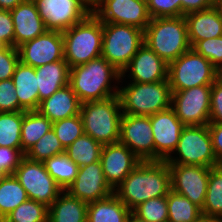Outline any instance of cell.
Listing matches in <instances>:
<instances>
[{"label":"cell","mask_w":222,"mask_h":222,"mask_svg":"<svg viewBox=\"0 0 222 222\" xmlns=\"http://www.w3.org/2000/svg\"><path fill=\"white\" fill-rule=\"evenodd\" d=\"M40 102L69 84L70 67L65 60L47 63L35 68Z\"/></svg>","instance_id":"obj_25"},{"label":"cell","mask_w":222,"mask_h":222,"mask_svg":"<svg viewBox=\"0 0 222 222\" xmlns=\"http://www.w3.org/2000/svg\"><path fill=\"white\" fill-rule=\"evenodd\" d=\"M62 153H65V149L54 130L50 129L25 153V156L33 161L44 162L48 158Z\"/></svg>","instance_id":"obj_36"},{"label":"cell","mask_w":222,"mask_h":222,"mask_svg":"<svg viewBox=\"0 0 222 222\" xmlns=\"http://www.w3.org/2000/svg\"><path fill=\"white\" fill-rule=\"evenodd\" d=\"M64 39L61 31L47 30L18 49L21 63L34 68L64 60Z\"/></svg>","instance_id":"obj_16"},{"label":"cell","mask_w":222,"mask_h":222,"mask_svg":"<svg viewBox=\"0 0 222 222\" xmlns=\"http://www.w3.org/2000/svg\"><path fill=\"white\" fill-rule=\"evenodd\" d=\"M211 85L172 92L171 107L185 126H203L210 122Z\"/></svg>","instance_id":"obj_11"},{"label":"cell","mask_w":222,"mask_h":222,"mask_svg":"<svg viewBox=\"0 0 222 222\" xmlns=\"http://www.w3.org/2000/svg\"><path fill=\"white\" fill-rule=\"evenodd\" d=\"M8 175V173L0 167V182Z\"/></svg>","instance_id":"obj_53"},{"label":"cell","mask_w":222,"mask_h":222,"mask_svg":"<svg viewBox=\"0 0 222 222\" xmlns=\"http://www.w3.org/2000/svg\"><path fill=\"white\" fill-rule=\"evenodd\" d=\"M100 162L107 183L114 190L141 160L120 142L102 146Z\"/></svg>","instance_id":"obj_20"},{"label":"cell","mask_w":222,"mask_h":222,"mask_svg":"<svg viewBox=\"0 0 222 222\" xmlns=\"http://www.w3.org/2000/svg\"><path fill=\"white\" fill-rule=\"evenodd\" d=\"M25 111L20 105L12 79L0 81V112Z\"/></svg>","instance_id":"obj_41"},{"label":"cell","mask_w":222,"mask_h":222,"mask_svg":"<svg viewBox=\"0 0 222 222\" xmlns=\"http://www.w3.org/2000/svg\"><path fill=\"white\" fill-rule=\"evenodd\" d=\"M43 164L47 172L63 191H66V189L74 182L79 170V166L65 153L48 158Z\"/></svg>","instance_id":"obj_31"},{"label":"cell","mask_w":222,"mask_h":222,"mask_svg":"<svg viewBox=\"0 0 222 222\" xmlns=\"http://www.w3.org/2000/svg\"><path fill=\"white\" fill-rule=\"evenodd\" d=\"M19 61V53L16 47L6 46L0 50V81L12 79Z\"/></svg>","instance_id":"obj_42"},{"label":"cell","mask_w":222,"mask_h":222,"mask_svg":"<svg viewBox=\"0 0 222 222\" xmlns=\"http://www.w3.org/2000/svg\"><path fill=\"white\" fill-rule=\"evenodd\" d=\"M194 222H216V218L205 216V215H201Z\"/></svg>","instance_id":"obj_50"},{"label":"cell","mask_w":222,"mask_h":222,"mask_svg":"<svg viewBox=\"0 0 222 222\" xmlns=\"http://www.w3.org/2000/svg\"><path fill=\"white\" fill-rule=\"evenodd\" d=\"M48 209L45 204L28 199L16 207L4 222H48Z\"/></svg>","instance_id":"obj_35"},{"label":"cell","mask_w":222,"mask_h":222,"mask_svg":"<svg viewBox=\"0 0 222 222\" xmlns=\"http://www.w3.org/2000/svg\"><path fill=\"white\" fill-rule=\"evenodd\" d=\"M131 212L113 193L88 204L87 222H127Z\"/></svg>","instance_id":"obj_27"},{"label":"cell","mask_w":222,"mask_h":222,"mask_svg":"<svg viewBox=\"0 0 222 222\" xmlns=\"http://www.w3.org/2000/svg\"><path fill=\"white\" fill-rule=\"evenodd\" d=\"M218 70L193 48L168 64V81L171 92L201 85H212Z\"/></svg>","instance_id":"obj_9"},{"label":"cell","mask_w":222,"mask_h":222,"mask_svg":"<svg viewBox=\"0 0 222 222\" xmlns=\"http://www.w3.org/2000/svg\"><path fill=\"white\" fill-rule=\"evenodd\" d=\"M218 78L222 81V69L218 71Z\"/></svg>","instance_id":"obj_54"},{"label":"cell","mask_w":222,"mask_h":222,"mask_svg":"<svg viewBox=\"0 0 222 222\" xmlns=\"http://www.w3.org/2000/svg\"><path fill=\"white\" fill-rule=\"evenodd\" d=\"M14 176L26 190L28 199L43 203L47 207L63 192L47 172L43 162L33 161L26 156L15 169Z\"/></svg>","instance_id":"obj_10"},{"label":"cell","mask_w":222,"mask_h":222,"mask_svg":"<svg viewBox=\"0 0 222 222\" xmlns=\"http://www.w3.org/2000/svg\"><path fill=\"white\" fill-rule=\"evenodd\" d=\"M155 143V161H165L176 149L185 126L172 107L150 116Z\"/></svg>","instance_id":"obj_19"},{"label":"cell","mask_w":222,"mask_h":222,"mask_svg":"<svg viewBox=\"0 0 222 222\" xmlns=\"http://www.w3.org/2000/svg\"><path fill=\"white\" fill-rule=\"evenodd\" d=\"M209 123H222V81L219 78L211 85Z\"/></svg>","instance_id":"obj_43"},{"label":"cell","mask_w":222,"mask_h":222,"mask_svg":"<svg viewBox=\"0 0 222 222\" xmlns=\"http://www.w3.org/2000/svg\"><path fill=\"white\" fill-rule=\"evenodd\" d=\"M28 200L26 190L14 174H8L0 182V220Z\"/></svg>","instance_id":"obj_29"},{"label":"cell","mask_w":222,"mask_h":222,"mask_svg":"<svg viewBox=\"0 0 222 222\" xmlns=\"http://www.w3.org/2000/svg\"><path fill=\"white\" fill-rule=\"evenodd\" d=\"M12 81L19 105L25 111H37L39 107V89L35 68L19 61L12 76Z\"/></svg>","instance_id":"obj_24"},{"label":"cell","mask_w":222,"mask_h":222,"mask_svg":"<svg viewBox=\"0 0 222 222\" xmlns=\"http://www.w3.org/2000/svg\"><path fill=\"white\" fill-rule=\"evenodd\" d=\"M10 13L14 24V47L16 48L47 31L32 0H25L10 10Z\"/></svg>","instance_id":"obj_21"},{"label":"cell","mask_w":222,"mask_h":222,"mask_svg":"<svg viewBox=\"0 0 222 222\" xmlns=\"http://www.w3.org/2000/svg\"><path fill=\"white\" fill-rule=\"evenodd\" d=\"M88 204L63 191L49 206L48 222H87Z\"/></svg>","instance_id":"obj_26"},{"label":"cell","mask_w":222,"mask_h":222,"mask_svg":"<svg viewBox=\"0 0 222 222\" xmlns=\"http://www.w3.org/2000/svg\"><path fill=\"white\" fill-rule=\"evenodd\" d=\"M0 41L14 47V24L10 10L0 9Z\"/></svg>","instance_id":"obj_45"},{"label":"cell","mask_w":222,"mask_h":222,"mask_svg":"<svg viewBox=\"0 0 222 222\" xmlns=\"http://www.w3.org/2000/svg\"><path fill=\"white\" fill-rule=\"evenodd\" d=\"M24 156L18 149L0 146V167L8 174H14Z\"/></svg>","instance_id":"obj_44"},{"label":"cell","mask_w":222,"mask_h":222,"mask_svg":"<svg viewBox=\"0 0 222 222\" xmlns=\"http://www.w3.org/2000/svg\"><path fill=\"white\" fill-rule=\"evenodd\" d=\"M171 174V190L188 198L203 208L211 167L168 164Z\"/></svg>","instance_id":"obj_14"},{"label":"cell","mask_w":222,"mask_h":222,"mask_svg":"<svg viewBox=\"0 0 222 222\" xmlns=\"http://www.w3.org/2000/svg\"><path fill=\"white\" fill-rule=\"evenodd\" d=\"M25 0H0V9L12 10Z\"/></svg>","instance_id":"obj_48"},{"label":"cell","mask_w":222,"mask_h":222,"mask_svg":"<svg viewBox=\"0 0 222 222\" xmlns=\"http://www.w3.org/2000/svg\"><path fill=\"white\" fill-rule=\"evenodd\" d=\"M52 129L64 149L84 134V127L80 114L53 122Z\"/></svg>","instance_id":"obj_37"},{"label":"cell","mask_w":222,"mask_h":222,"mask_svg":"<svg viewBox=\"0 0 222 222\" xmlns=\"http://www.w3.org/2000/svg\"><path fill=\"white\" fill-rule=\"evenodd\" d=\"M50 129L52 122L38 111H23L21 128L22 153H25Z\"/></svg>","instance_id":"obj_28"},{"label":"cell","mask_w":222,"mask_h":222,"mask_svg":"<svg viewBox=\"0 0 222 222\" xmlns=\"http://www.w3.org/2000/svg\"><path fill=\"white\" fill-rule=\"evenodd\" d=\"M62 35L64 60L70 68L101 57L103 22L94 13L63 31Z\"/></svg>","instance_id":"obj_5"},{"label":"cell","mask_w":222,"mask_h":222,"mask_svg":"<svg viewBox=\"0 0 222 222\" xmlns=\"http://www.w3.org/2000/svg\"><path fill=\"white\" fill-rule=\"evenodd\" d=\"M127 222H146L143 219L136 216L133 212L130 213Z\"/></svg>","instance_id":"obj_51"},{"label":"cell","mask_w":222,"mask_h":222,"mask_svg":"<svg viewBox=\"0 0 222 222\" xmlns=\"http://www.w3.org/2000/svg\"><path fill=\"white\" fill-rule=\"evenodd\" d=\"M171 174L166 161H141L114 189V194L131 211L149 199L167 196Z\"/></svg>","instance_id":"obj_1"},{"label":"cell","mask_w":222,"mask_h":222,"mask_svg":"<svg viewBox=\"0 0 222 222\" xmlns=\"http://www.w3.org/2000/svg\"><path fill=\"white\" fill-rule=\"evenodd\" d=\"M66 191L87 204L114 193L105 179L100 161L79 167L77 177Z\"/></svg>","instance_id":"obj_18"},{"label":"cell","mask_w":222,"mask_h":222,"mask_svg":"<svg viewBox=\"0 0 222 222\" xmlns=\"http://www.w3.org/2000/svg\"><path fill=\"white\" fill-rule=\"evenodd\" d=\"M47 30L65 31L91 12L79 0H32Z\"/></svg>","instance_id":"obj_15"},{"label":"cell","mask_w":222,"mask_h":222,"mask_svg":"<svg viewBox=\"0 0 222 222\" xmlns=\"http://www.w3.org/2000/svg\"><path fill=\"white\" fill-rule=\"evenodd\" d=\"M214 6V0H180V16Z\"/></svg>","instance_id":"obj_47"},{"label":"cell","mask_w":222,"mask_h":222,"mask_svg":"<svg viewBox=\"0 0 222 222\" xmlns=\"http://www.w3.org/2000/svg\"><path fill=\"white\" fill-rule=\"evenodd\" d=\"M208 128L214 154L217 160L222 164V123H209Z\"/></svg>","instance_id":"obj_46"},{"label":"cell","mask_w":222,"mask_h":222,"mask_svg":"<svg viewBox=\"0 0 222 222\" xmlns=\"http://www.w3.org/2000/svg\"><path fill=\"white\" fill-rule=\"evenodd\" d=\"M152 18L179 17L180 0H145Z\"/></svg>","instance_id":"obj_40"},{"label":"cell","mask_w":222,"mask_h":222,"mask_svg":"<svg viewBox=\"0 0 222 222\" xmlns=\"http://www.w3.org/2000/svg\"><path fill=\"white\" fill-rule=\"evenodd\" d=\"M191 48L200 40L222 35V20L217 9L211 8L184 15Z\"/></svg>","instance_id":"obj_22"},{"label":"cell","mask_w":222,"mask_h":222,"mask_svg":"<svg viewBox=\"0 0 222 222\" xmlns=\"http://www.w3.org/2000/svg\"><path fill=\"white\" fill-rule=\"evenodd\" d=\"M121 72L104 57L70 68L69 85L81 103L118 95Z\"/></svg>","instance_id":"obj_2"},{"label":"cell","mask_w":222,"mask_h":222,"mask_svg":"<svg viewBox=\"0 0 222 222\" xmlns=\"http://www.w3.org/2000/svg\"><path fill=\"white\" fill-rule=\"evenodd\" d=\"M91 13L94 12L97 0H79Z\"/></svg>","instance_id":"obj_49"},{"label":"cell","mask_w":222,"mask_h":222,"mask_svg":"<svg viewBox=\"0 0 222 222\" xmlns=\"http://www.w3.org/2000/svg\"><path fill=\"white\" fill-rule=\"evenodd\" d=\"M6 47L1 41H0V50Z\"/></svg>","instance_id":"obj_55"},{"label":"cell","mask_w":222,"mask_h":222,"mask_svg":"<svg viewBox=\"0 0 222 222\" xmlns=\"http://www.w3.org/2000/svg\"><path fill=\"white\" fill-rule=\"evenodd\" d=\"M192 48L209 60L218 71L222 69V35L200 40Z\"/></svg>","instance_id":"obj_39"},{"label":"cell","mask_w":222,"mask_h":222,"mask_svg":"<svg viewBox=\"0 0 222 222\" xmlns=\"http://www.w3.org/2000/svg\"><path fill=\"white\" fill-rule=\"evenodd\" d=\"M132 212L146 222H168L167 196L142 202Z\"/></svg>","instance_id":"obj_38"},{"label":"cell","mask_w":222,"mask_h":222,"mask_svg":"<svg viewBox=\"0 0 222 222\" xmlns=\"http://www.w3.org/2000/svg\"><path fill=\"white\" fill-rule=\"evenodd\" d=\"M144 31L134 26L103 22L101 56L118 71L129 64L143 45Z\"/></svg>","instance_id":"obj_7"},{"label":"cell","mask_w":222,"mask_h":222,"mask_svg":"<svg viewBox=\"0 0 222 222\" xmlns=\"http://www.w3.org/2000/svg\"><path fill=\"white\" fill-rule=\"evenodd\" d=\"M80 116L84 134L105 144L120 140L122 110L118 95L104 100L81 103Z\"/></svg>","instance_id":"obj_6"},{"label":"cell","mask_w":222,"mask_h":222,"mask_svg":"<svg viewBox=\"0 0 222 222\" xmlns=\"http://www.w3.org/2000/svg\"><path fill=\"white\" fill-rule=\"evenodd\" d=\"M22 123L23 111L0 112V146L18 149L22 152Z\"/></svg>","instance_id":"obj_33"},{"label":"cell","mask_w":222,"mask_h":222,"mask_svg":"<svg viewBox=\"0 0 222 222\" xmlns=\"http://www.w3.org/2000/svg\"><path fill=\"white\" fill-rule=\"evenodd\" d=\"M168 80V64L144 43L121 72L120 82L153 83Z\"/></svg>","instance_id":"obj_17"},{"label":"cell","mask_w":222,"mask_h":222,"mask_svg":"<svg viewBox=\"0 0 222 222\" xmlns=\"http://www.w3.org/2000/svg\"><path fill=\"white\" fill-rule=\"evenodd\" d=\"M80 107L81 102L68 84L42 100L37 111L53 123L78 115Z\"/></svg>","instance_id":"obj_23"},{"label":"cell","mask_w":222,"mask_h":222,"mask_svg":"<svg viewBox=\"0 0 222 222\" xmlns=\"http://www.w3.org/2000/svg\"><path fill=\"white\" fill-rule=\"evenodd\" d=\"M168 222H194L202 215L200 207L174 191L167 194Z\"/></svg>","instance_id":"obj_34"},{"label":"cell","mask_w":222,"mask_h":222,"mask_svg":"<svg viewBox=\"0 0 222 222\" xmlns=\"http://www.w3.org/2000/svg\"><path fill=\"white\" fill-rule=\"evenodd\" d=\"M118 97L124 114L151 116L171 107L168 80L153 83L119 82Z\"/></svg>","instance_id":"obj_4"},{"label":"cell","mask_w":222,"mask_h":222,"mask_svg":"<svg viewBox=\"0 0 222 222\" xmlns=\"http://www.w3.org/2000/svg\"><path fill=\"white\" fill-rule=\"evenodd\" d=\"M102 144L83 134L65 149V154L79 167L100 161Z\"/></svg>","instance_id":"obj_30"},{"label":"cell","mask_w":222,"mask_h":222,"mask_svg":"<svg viewBox=\"0 0 222 222\" xmlns=\"http://www.w3.org/2000/svg\"><path fill=\"white\" fill-rule=\"evenodd\" d=\"M143 43L167 64L176 60L191 48L185 17L152 18Z\"/></svg>","instance_id":"obj_3"},{"label":"cell","mask_w":222,"mask_h":222,"mask_svg":"<svg viewBox=\"0 0 222 222\" xmlns=\"http://www.w3.org/2000/svg\"><path fill=\"white\" fill-rule=\"evenodd\" d=\"M165 161L211 168L221 165L213 151L208 125L184 126L176 149Z\"/></svg>","instance_id":"obj_8"},{"label":"cell","mask_w":222,"mask_h":222,"mask_svg":"<svg viewBox=\"0 0 222 222\" xmlns=\"http://www.w3.org/2000/svg\"><path fill=\"white\" fill-rule=\"evenodd\" d=\"M202 215L222 217V164L210 169Z\"/></svg>","instance_id":"obj_32"},{"label":"cell","mask_w":222,"mask_h":222,"mask_svg":"<svg viewBox=\"0 0 222 222\" xmlns=\"http://www.w3.org/2000/svg\"><path fill=\"white\" fill-rule=\"evenodd\" d=\"M214 7L217 9L222 20V0H214Z\"/></svg>","instance_id":"obj_52"},{"label":"cell","mask_w":222,"mask_h":222,"mask_svg":"<svg viewBox=\"0 0 222 222\" xmlns=\"http://www.w3.org/2000/svg\"><path fill=\"white\" fill-rule=\"evenodd\" d=\"M93 13L102 22L130 25L143 31L151 20L145 0H97Z\"/></svg>","instance_id":"obj_12"},{"label":"cell","mask_w":222,"mask_h":222,"mask_svg":"<svg viewBox=\"0 0 222 222\" xmlns=\"http://www.w3.org/2000/svg\"><path fill=\"white\" fill-rule=\"evenodd\" d=\"M216 222H222V217L216 218Z\"/></svg>","instance_id":"obj_56"},{"label":"cell","mask_w":222,"mask_h":222,"mask_svg":"<svg viewBox=\"0 0 222 222\" xmlns=\"http://www.w3.org/2000/svg\"><path fill=\"white\" fill-rule=\"evenodd\" d=\"M119 142L126 145L141 161H155L150 116L123 113Z\"/></svg>","instance_id":"obj_13"}]
</instances>
